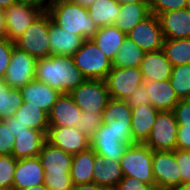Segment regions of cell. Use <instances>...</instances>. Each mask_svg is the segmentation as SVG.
<instances>
[{
  "instance_id": "56",
  "label": "cell",
  "mask_w": 190,
  "mask_h": 190,
  "mask_svg": "<svg viewBox=\"0 0 190 190\" xmlns=\"http://www.w3.org/2000/svg\"><path fill=\"white\" fill-rule=\"evenodd\" d=\"M173 190H190V182H185L175 187Z\"/></svg>"
},
{
  "instance_id": "9",
  "label": "cell",
  "mask_w": 190,
  "mask_h": 190,
  "mask_svg": "<svg viewBox=\"0 0 190 190\" xmlns=\"http://www.w3.org/2000/svg\"><path fill=\"white\" fill-rule=\"evenodd\" d=\"M110 98L126 100L142 82H144L139 67H112L104 79Z\"/></svg>"
},
{
  "instance_id": "25",
  "label": "cell",
  "mask_w": 190,
  "mask_h": 190,
  "mask_svg": "<svg viewBox=\"0 0 190 190\" xmlns=\"http://www.w3.org/2000/svg\"><path fill=\"white\" fill-rule=\"evenodd\" d=\"M93 175L94 183L110 190H114L124 177L119 161L104 159L99 155L95 156Z\"/></svg>"
},
{
  "instance_id": "26",
  "label": "cell",
  "mask_w": 190,
  "mask_h": 190,
  "mask_svg": "<svg viewBox=\"0 0 190 190\" xmlns=\"http://www.w3.org/2000/svg\"><path fill=\"white\" fill-rule=\"evenodd\" d=\"M150 15L151 11L148 3L122 4L113 25L127 34L136 24Z\"/></svg>"
},
{
  "instance_id": "41",
  "label": "cell",
  "mask_w": 190,
  "mask_h": 190,
  "mask_svg": "<svg viewBox=\"0 0 190 190\" xmlns=\"http://www.w3.org/2000/svg\"><path fill=\"white\" fill-rule=\"evenodd\" d=\"M113 132L125 144H136L131 135V120H113Z\"/></svg>"
},
{
  "instance_id": "46",
  "label": "cell",
  "mask_w": 190,
  "mask_h": 190,
  "mask_svg": "<svg viewBox=\"0 0 190 190\" xmlns=\"http://www.w3.org/2000/svg\"><path fill=\"white\" fill-rule=\"evenodd\" d=\"M114 190H158L156 185L146 184L130 176H124Z\"/></svg>"
},
{
  "instance_id": "48",
  "label": "cell",
  "mask_w": 190,
  "mask_h": 190,
  "mask_svg": "<svg viewBox=\"0 0 190 190\" xmlns=\"http://www.w3.org/2000/svg\"><path fill=\"white\" fill-rule=\"evenodd\" d=\"M16 3H20V4H28L31 5L35 8L41 9L44 12L47 11L50 3L52 2V0H15Z\"/></svg>"
},
{
  "instance_id": "19",
  "label": "cell",
  "mask_w": 190,
  "mask_h": 190,
  "mask_svg": "<svg viewBox=\"0 0 190 190\" xmlns=\"http://www.w3.org/2000/svg\"><path fill=\"white\" fill-rule=\"evenodd\" d=\"M144 81L169 80L173 65L168 61L163 50L145 52L140 64Z\"/></svg>"
},
{
  "instance_id": "39",
  "label": "cell",
  "mask_w": 190,
  "mask_h": 190,
  "mask_svg": "<svg viewBox=\"0 0 190 190\" xmlns=\"http://www.w3.org/2000/svg\"><path fill=\"white\" fill-rule=\"evenodd\" d=\"M44 184L50 190H71L74 185L70 174L50 175V173H45Z\"/></svg>"
},
{
  "instance_id": "2",
  "label": "cell",
  "mask_w": 190,
  "mask_h": 190,
  "mask_svg": "<svg viewBox=\"0 0 190 190\" xmlns=\"http://www.w3.org/2000/svg\"><path fill=\"white\" fill-rule=\"evenodd\" d=\"M46 12L56 26L84 40L93 39L99 29L90 18L87 8L70 0H52Z\"/></svg>"
},
{
  "instance_id": "18",
  "label": "cell",
  "mask_w": 190,
  "mask_h": 190,
  "mask_svg": "<svg viewBox=\"0 0 190 190\" xmlns=\"http://www.w3.org/2000/svg\"><path fill=\"white\" fill-rule=\"evenodd\" d=\"M38 157L45 173H50V175L70 174L73 155L47 141L44 142Z\"/></svg>"
},
{
  "instance_id": "54",
  "label": "cell",
  "mask_w": 190,
  "mask_h": 190,
  "mask_svg": "<svg viewBox=\"0 0 190 190\" xmlns=\"http://www.w3.org/2000/svg\"><path fill=\"white\" fill-rule=\"evenodd\" d=\"M16 3L15 0H0V9L6 10L9 6Z\"/></svg>"
},
{
  "instance_id": "20",
  "label": "cell",
  "mask_w": 190,
  "mask_h": 190,
  "mask_svg": "<svg viewBox=\"0 0 190 190\" xmlns=\"http://www.w3.org/2000/svg\"><path fill=\"white\" fill-rule=\"evenodd\" d=\"M84 39L56 26L49 16V45L51 55L73 56Z\"/></svg>"
},
{
  "instance_id": "53",
  "label": "cell",
  "mask_w": 190,
  "mask_h": 190,
  "mask_svg": "<svg viewBox=\"0 0 190 190\" xmlns=\"http://www.w3.org/2000/svg\"><path fill=\"white\" fill-rule=\"evenodd\" d=\"M70 1L73 3L80 4L81 6H84L85 8H88L96 0H70Z\"/></svg>"
},
{
  "instance_id": "29",
  "label": "cell",
  "mask_w": 190,
  "mask_h": 190,
  "mask_svg": "<svg viewBox=\"0 0 190 190\" xmlns=\"http://www.w3.org/2000/svg\"><path fill=\"white\" fill-rule=\"evenodd\" d=\"M12 122L27 125L28 128L43 131L45 134L49 128L48 113L38 106L28 105V102H23L16 110Z\"/></svg>"
},
{
  "instance_id": "7",
  "label": "cell",
  "mask_w": 190,
  "mask_h": 190,
  "mask_svg": "<svg viewBox=\"0 0 190 190\" xmlns=\"http://www.w3.org/2000/svg\"><path fill=\"white\" fill-rule=\"evenodd\" d=\"M177 131L178 123L173 111H159L144 144L153 151L176 150Z\"/></svg>"
},
{
  "instance_id": "30",
  "label": "cell",
  "mask_w": 190,
  "mask_h": 190,
  "mask_svg": "<svg viewBox=\"0 0 190 190\" xmlns=\"http://www.w3.org/2000/svg\"><path fill=\"white\" fill-rule=\"evenodd\" d=\"M90 18L98 28L113 25L120 11L115 0H96L88 8Z\"/></svg>"
},
{
  "instance_id": "34",
  "label": "cell",
  "mask_w": 190,
  "mask_h": 190,
  "mask_svg": "<svg viewBox=\"0 0 190 190\" xmlns=\"http://www.w3.org/2000/svg\"><path fill=\"white\" fill-rule=\"evenodd\" d=\"M169 81L179 99L190 98V64L174 66Z\"/></svg>"
},
{
  "instance_id": "5",
  "label": "cell",
  "mask_w": 190,
  "mask_h": 190,
  "mask_svg": "<svg viewBox=\"0 0 190 190\" xmlns=\"http://www.w3.org/2000/svg\"><path fill=\"white\" fill-rule=\"evenodd\" d=\"M14 44L35 59L49 57V14L43 12Z\"/></svg>"
},
{
  "instance_id": "47",
  "label": "cell",
  "mask_w": 190,
  "mask_h": 190,
  "mask_svg": "<svg viewBox=\"0 0 190 190\" xmlns=\"http://www.w3.org/2000/svg\"><path fill=\"white\" fill-rule=\"evenodd\" d=\"M176 149L190 151V126H178Z\"/></svg>"
},
{
  "instance_id": "31",
  "label": "cell",
  "mask_w": 190,
  "mask_h": 190,
  "mask_svg": "<svg viewBox=\"0 0 190 190\" xmlns=\"http://www.w3.org/2000/svg\"><path fill=\"white\" fill-rule=\"evenodd\" d=\"M144 55L145 52L133 40L126 37L112 61V66L140 67Z\"/></svg>"
},
{
  "instance_id": "44",
  "label": "cell",
  "mask_w": 190,
  "mask_h": 190,
  "mask_svg": "<svg viewBox=\"0 0 190 190\" xmlns=\"http://www.w3.org/2000/svg\"><path fill=\"white\" fill-rule=\"evenodd\" d=\"M131 108L150 105V98L145 89V82H142L125 100Z\"/></svg>"
},
{
  "instance_id": "32",
  "label": "cell",
  "mask_w": 190,
  "mask_h": 190,
  "mask_svg": "<svg viewBox=\"0 0 190 190\" xmlns=\"http://www.w3.org/2000/svg\"><path fill=\"white\" fill-rule=\"evenodd\" d=\"M23 102L21 90L10 88L0 78V120L12 117Z\"/></svg>"
},
{
  "instance_id": "40",
  "label": "cell",
  "mask_w": 190,
  "mask_h": 190,
  "mask_svg": "<svg viewBox=\"0 0 190 190\" xmlns=\"http://www.w3.org/2000/svg\"><path fill=\"white\" fill-rule=\"evenodd\" d=\"M14 47H15L14 42H11L8 38H0V78L1 79H3L8 69Z\"/></svg>"
},
{
  "instance_id": "23",
  "label": "cell",
  "mask_w": 190,
  "mask_h": 190,
  "mask_svg": "<svg viewBox=\"0 0 190 190\" xmlns=\"http://www.w3.org/2000/svg\"><path fill=\"white\" fill-rule=\"evenodd\" d=\"M46 141L43 131L28 128L15 137L12 156L16 160L37 157Z\"/></svg>"
},
{
  "instance_id": "4",
  "label": "cell",
  "mask_w": 190,
  "mask_h": 190,
  "mask_svg": "<svg viewBox=\"0 0 190 190\" xmlns=\"http://www.w3.org/2000/svg\"><path fill=\"white\" fill-rule=\"evenodd\" d=\"M152 162L153 150L144 143H136L128 146L120 159V166L124 176L155 185Z\"/></svg>"
},
{
  "instance_id": "58",
  "label": "cell",
  "mask_w": 190,
  "mask_h": 190,
  "mask_svg": "<svg viewBox=\"0 0 190 190\" xmlns=\"http://www.w3.org/2000/svg\"><path fill=\"white\" fill-rule=\"evenodd\" d=\"M0 190H17V189H15L14 187H8V188L0 189Z\"/></svg>"
},
{
  "instance_id": "21",
  "label": "cell",
  "mask_w": 190,
  "mask_h": 190,
  "mask_svg": "<svg viewBox=\"0 0 190 190\" xmlns=\"http://www.w3.org/2000/svg\"><path fill=\"white\" fill-rule=\"evenodd\" d=\"M20 90L24 102H28V105L38 106L47 113H49L51 107L61 94L48 84L36 79L26 84Z\"/></svg>"
},
{
  "instance_id": "10",
  "label": "cell",
  "mask_w": 190,
  "mask_h": 190,
  "mask_svg": "<svg viewBox=\"0 0 190 190\" xmlns=\"http://www.w3.org/2000/svg\"><path fill=\"white\" fill-rule=\"evenodd\" d=\"M36 62L33 56L14 47L10 64L3 77L10 88L21 89L35 79Z\"/></svg>"
},
{
  "instance_id": "3",
  "label": "cell",
  "mask_w": 190,
  "mask_h": 190,
  "mask_svg": "<svg viewBox=\"0 0 190 190\" xmlns=\"http://www.w3.org/2000/svg\"><path fill=\"white\" fill-rule=\"evenodd\" d=\"M72 58L86 79L104 80L113 67L112 61L92 39L84 40Z\"/></svg>"
},
{
  "instance_id": "52",
  "label": "cell",
  "mask_w": 190,
  "mask_h": 190,
  "mask_svg": "<svg viewBox=\"0 0 190 190\" xmlns=\"http://www.w3.org/2000/svg\"><path fill=\"white\" fill-rule=\"evenodd\" d=\"M119 5L132 3H149V0H115Z\"/></svg>"
},
{
  "instance_id": "57",
  "label": "cell",
  "mask_w": 190,
  "mask_h": 190,
  "mask_svg": "<svg viewBox=\"0 0 190 190\" xmlns=\"http://www.w3.org/2000/svg\"><path fill=\"white\" fill-rule=\"evenodd\" d=\"M186 9L190 12V0H187Z\"/></svg>"
},
{
  "instance_id": "37",
  "label": "cell",
  "mask_w": 190,
  "mask_h": 190,
  "mask_svg": "<svg viewBox=\"0 0 190 190\" xmlns=\"http://www.w3.org/2000/svg\"><path fill=\"white\" fill-rule=\"evenodd\" d=\"M17 161L12 155L0 156V189L13 186Z\"/></svg>"
},
{
  "instance_id": "51",
  "label": "cell",
  "mask_w": 190,
  "mask_h": 190,
  "mask_svg": "<svg viewBox=\"0 0 190 190\" xmlns=\"http://www.w3.org/2000/svg\"><path fill=\"white\" fill-rule=\"evenodd\" d=\"M0 38H7V26L4 10L0 9Z\"/></svg>"
},
{
  "instance_id": "12",
  "label": "cell",
  "mask_w": 190,
  "mask_h": 190,
  "mask_svg": "<svg viewBox=\"0 0 190 190\" xmlns=\"http://www.w3.org/2000/svg\"><path fill=\"white\" fill-rule=\"evenodd\" d=\"M129 145L131 144L118 140V136L113 132V121L103 122L90 138V146L97 155L119 162Z\"/></svg>"
},
{
  "instance_id": "28",
  "label": "cell",
  "mask_w": 190,
  "mask_h": 190,
  "mask_svg": "<svg viewBox=\"0 0 190 190\" xmlns=\"http://www.w3.org/2000/svg\"><path fill=\"white\" fill-rule=\"evenodd\" d=\"M127 34L116 28L114 25L100 27L94 34L92 40L95 41L99 49L113 61L119 48L123 44Z\"/></svg>"
},
{
  "instance_id": "16",
  "label": "cell",
  "mask_w": 190,
  "mask_h": 190,
  "mask_svg": "<svg viewBox=\"0 0 190 190\" xmlns=\"http://www.w3.org/2000/svg\"><path fill=\"white\" fill-rule=\"evenodd\" d=\"M44 175V168L38 156L18 160L12 187L23 190L31 186L44 184Z\"/></svg>"
},
{
  "instance_id": "6",
  "label": "cell",
  "mask_w": 190,
  "mask_h": 190,
  "mask_svg": "<svg viewBox=\"0 0 190 190\" xmlns=\"http://www.w3.org/2000/svg\"><path fill=\"white\" fill-rule=\"evenodd\" d=\"M83 112L103 113L110 99L105 80L86 79L69 93Z\"/></svg>"
},
{
  "instance_id": "22",
  "label": "cell",
  "mask_w": 190,
  "mask_h": 190,
  "mask_svg": "<svg viewBox=\"0 0 190 190\" xmlns=\"http://www.w3.org/2000/svg\"><path fill=\"white\" fill-rule=\"evenodd\" d=\"M150 104L158 111H173L180 99L169 80L144 81Z\"/></svg>"
},
{
  "instance_id": "50",
  "label": "cell",
  "mask_w": 190,
  "mask_h": 190,
  "mask_svg": "<svg viewBox=\"0 0 190 190\" xmlns=\"http://www.w3.org/2000/svg\"><path fill=\"white\" fill-rule=\"evenodd\" d=\"M71 190H110L94 182L85 184H74Z\"/></svg>"
},
{
  "instance_id": "33",
  "label": "cell",
  "mask_w": 190,
  "mask_h": 190,
  "mask_svg": "<svg viewBox=\"0 0 190 190\" xmlns=\"http://www.w3.org/2000/svg\"><path fill=\"white\" fill-rule=\"evenodd\" d=\"M162 50L173 67L190 64V39H164Z\"/></svg>"
},
{
  "instance_id": "45",
  "label": "cell",
  "mask_w": 190,
  "mask_h": 190,
  "mask_svg": "<svg viewBox=\"0 0 190 190\" xmlns=\"http://www.w3.org/2000/svg\"><path fill=\"white\" fill-rule=\"evenodd\" d=\"M173 113L178 126H190V98L180 99Z\"/></svg>"
},
{
  "instance_id": "42",
  "label": "cell",
  "mask_w": 190,
  "mask_h": 190,
  "mask_svg": "<svg viewBox=\"0 0 190 190\" xmlns=\"http://www.w3.org/2000/svg\"><path fill=\"white\" fill-rule=\"evenodd\" d=\"M15 137L11 130L7 128V125L3 120H0V156L11 155L13 152V146Z\"/></svg>"
},
{
  "instance_id": "49",
  "label": "cell",
  "mask_w": 190,
  "mask_h": 190,
  "mask_svg": "<svg viewBox=\"0 0 190 190\" xmlns=\"http://www.w3.org/2000/svg\"><path fill=\"white\" fill-rule=\"evenodd\" d=\"M5 124L7 125V128L11 130L14 137H16L18 134L25 132V130L28 129L27 125L21 124V123H13L12 117L3 120Z\"/></svg>"
},
{
  "instance_id": "35",
  "label": "cell",
  "mask_w": 190,
  "mask_h": 190,
  "mask_svg": "<svg viewBox=\"0 0 190 190\" xmlns=\"http://www.w3.org/2000/svg\"><path fill=\"white\" fill-rule=\"evenodd\" d=\"M103 122L116 120H131L132 108L125 100L110 98L102 113Z\"/></svg>"
},
{
  "instance_id": "13",
  "label": "cell",
  "mask_w": 190,
  "mask_h": 190,
  "mask_svg": "<svg viewBox=\"0 0 190 190\" xmlns=\"http://www.w3.org/2000/svg\"><path fill=\"white\" fill-rule=\"evenodd\" d=\"M43 12L28 4L14 3L9 6L4 10L7 38L15 42Z\"/></svg>"
},
{
  "instance_id": "14",
  "label": "cell",
  "mask_w": 190,
  "mask_h": 190,
  "mask_svg": "<svg viewBox=\"0 0 190 190\" xmlns=\"http://www.w3.org/2000/svg\"><path fill=\"white\" fill-rule=\"evenodd\" d=\"M46 141L63 151L75 155L90 148V138L77 127L49 126Z\"/></svg>"
},
{
  "instance_id": "15",
  "label": "cell",
  "mask_w": 190,
  "mask_h": 190,
  "mask_svg": "<svg viewBox=\"0 0 190 190\" xmlns=\"http://www.w3.org/2000/svg\"><path fill=\"white\" fill-rule=\"evenodd\" d=\"M81 112L69 93H61L48 113L49 126L76 127Z\"/></svg>"
},
{
  "instance_id": "36",
  "label": "cell",
  "mask_w": 190,
  "mask_h": 190,
  "mask_svg": "<svg viewBox=\"0 0 190 190\" xmlns=\"http://www.w3.org/2000/svg\"><path fill=\"white\" fill-rule=\"evenodd\" d=\"M102 124L103 118L101 113H89L82 111L79 119V124H77L76 127L81 131L82 134L86 135L88 138H91L99 126Z\"/></svg>"
},
{
  "instance_id": "1",
  "label": "cell",
  "mask_w": 190,
  "mask_h": 190,
  "mask_svg": "<svg viewBox=\"0 0 190 190\" xmlns=\"http://www.w3.org/2000/svg\"><path fill=\"white\" fill-rule=\"evenodd\" d=\"M35 79L60 93H70L86 80L74 64L73 58L65 55L37 59Z\"/></svg>"
},
{
  "instance_id": "24",
  "label": "cell",
  "mask_w": 190,
  "mask_h": 190,
  "mask_svg": "<svg viewBox=\"0 0 190 190\" xmlns=\"http://www.w3.org/2000/svg\"><path fill=\"white\" fill-rule=\"evenodd\" d=\"M158 112L151 104L132 108L131 135L136 143L147 140Z\"/></svg>"
},
{
  "instance_id": "11",
  "label": "cell",
  "mask_w": 190,
  "mask_h": 190,
  "mask_svg": "<svg viewBox=\"0 0 190 190\" xmlns=\"http://www.w3.org/2000/svg\"><path fill=\"white\" fill-rule=\"evenodd\" d=\"M127 37L133 40L144 52L162 50L165 39L159 18L154 14L136 24L127 33Z\"/></svg>"
},
{
  "instance_id": "43",
  "label": "cell",
  "mask_w": 190,
  "mask_h": 190,
  "mask_svg": "<svg viewBox=\"0 0 190 190\" xmlns=\"http://www.w3.org/2000/svg\"><path fill=\"white\" fill-rule=\"evenodd\" d=\"M175 158L180 169L181 184L190 182V151L176 149Z\"/></svg>"
},
{
  "instance_id": "27",
  "label": "cell",
  "mask_w": 190,
  "mask_h": 190,
  "mask_svg": "<svg viewBox=\"0 0 190 190\" xmlns=\"http://www.w3.org/2000/svg\"><path fill=\"white\" fill-rule=\"evenodd\" d=\"M97 154L90 147L85 151L73 155L70 177L73 184L93 182L94 161Z\"/></svg>"
},
{
  "instance_id": "17",
  "label": "cell",
  "mask_w": 190,
  "mask_h": 190,
  "mask_svg": "<svg viewBox=\"0 0 190 190\" xmlns=\"http://www.w3.org/2000/svg\"><path fill=\"white\" fill-rule=\"evenodd\" d=\"M165 39H190V12L184 8L158 15Z\"/></svg>"
},
{
  "instance_id": "8",
  "label": "cell",
  "mask_w": 190,
  "mask_h": 190,
  "mask_svg": "<svg viewBox=\"0 0 190 190\" xmlns=\"http://www.w3.org/2000/svg\"><path fill=\"white\" fill-rule=\"evenodd\" d=\"M153 176L158 190H173L181 184L180 169L173 151H153Z\"/></svg>"
},
{
  "instance_id": "55",
  "label": "cell",
  "mask_w": 190,
  "mask_h": 190,
  "mask_svg": "<svg viewBox=\"0 0 190 190\" xmlns=\"http://www.w3.org/2000/svg\"><path fill=\"white\" fill-rule=\"evenodd\" d=\"M23 190H50L45 184H40L37 186H31Z\"/></svg>"
},
{
  "instance_id": "38",
  "label": "cell",
  "mask_w": 190,
  "mask_h": 190,
  "mask_svg": "<svg viewBox=\"0 0 190 190\" xmlns=\"http://www.w3.org/2000/svg\"><path fill=\"white\" fill-rule=\"evenodd\" d=\"M187 0H149L151 14L159 15L167 11L186 8Z\"/></svg>"
}]
</instances>
